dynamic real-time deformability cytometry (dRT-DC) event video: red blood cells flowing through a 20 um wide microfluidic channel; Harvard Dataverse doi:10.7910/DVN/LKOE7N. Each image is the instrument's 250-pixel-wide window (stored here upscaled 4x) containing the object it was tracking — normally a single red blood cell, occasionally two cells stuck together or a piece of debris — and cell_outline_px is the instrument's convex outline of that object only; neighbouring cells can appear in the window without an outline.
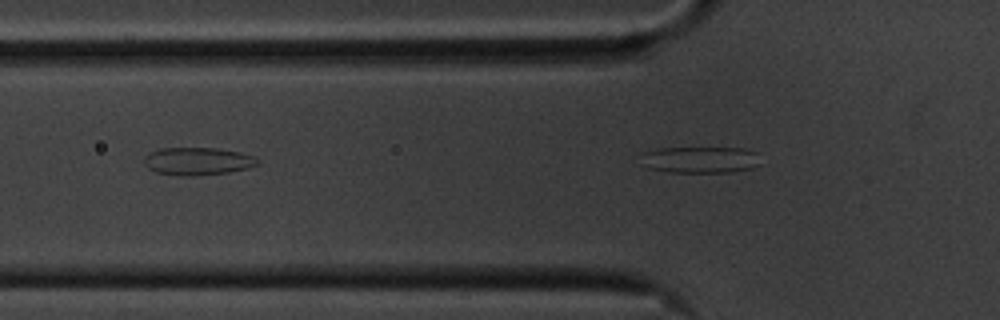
{"species": "common noctule bat (a hibernating species)", "species_latin": "Nyctalus noctula", "temperature_condition": "cold", "stored_images_in_passage": 18, "segment_of_instrument_passage": [2, 2], "camera_frame_rate_fps": 3000, "um_per_image_px": 0.085, "animal": {"sex": "male", "body_mass_g": 20.1, "forearm_length_mm": 53.5}, "frame": {"image": 1, "passage_image": 18, "time_ms": 5.667, "image_size_px": [1000, 320], "cell_outline_px": [[760, 164], [748, 168], [732, 172], [668, 172], [648, 168], [640, 164], [640, 152], [656, 148], [744, 148], [756, 152]], "centroid_in_image_um": [59.41, 13.57], "position_along_channel_um": 66.4, "area_um2": 18.73}}